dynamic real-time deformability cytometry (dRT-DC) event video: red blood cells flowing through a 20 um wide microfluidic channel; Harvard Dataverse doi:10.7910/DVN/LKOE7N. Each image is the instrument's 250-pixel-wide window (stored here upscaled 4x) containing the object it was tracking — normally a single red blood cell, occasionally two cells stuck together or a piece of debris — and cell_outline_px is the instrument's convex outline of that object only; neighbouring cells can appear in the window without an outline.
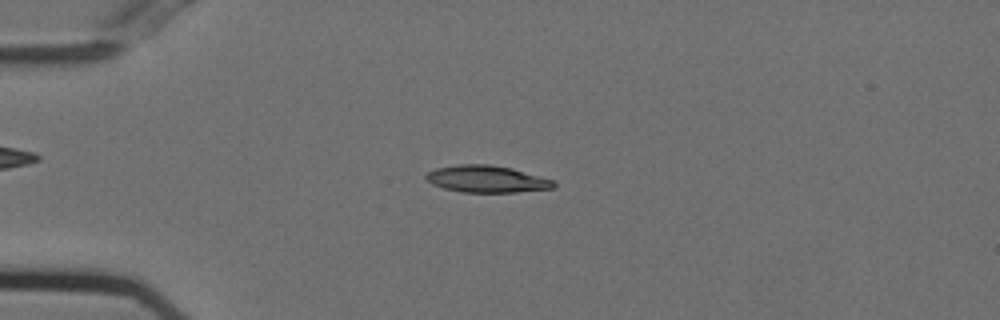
{"species": "Egyptian fruit bat (a non-hibernating species)", "species_latin": "Rousettus aegyptiacus", "temperature_condition": "cold", "stored_images_in_passage": 53, "camera_frame_rate_fps": 3000, "um_per_image_px": 0.085, "animal": {"sex": "female"}, "frame": {"image": 1, "passage_image": 13, "time_ms": 4.0, "image_size_px": [1000, 320], "cell_outline_px": [[556, 188], [516, 192], [464, 192], [444, 188], [432, 184], [424, 176], [428, 172], [436, 168], [460, 164], [492, 164], [512, 168], [556, 180]], "centroid_in_image_um": [41.43, 15.21], "position_along_channel_um": 43.6, "area_um2": 20.17}}
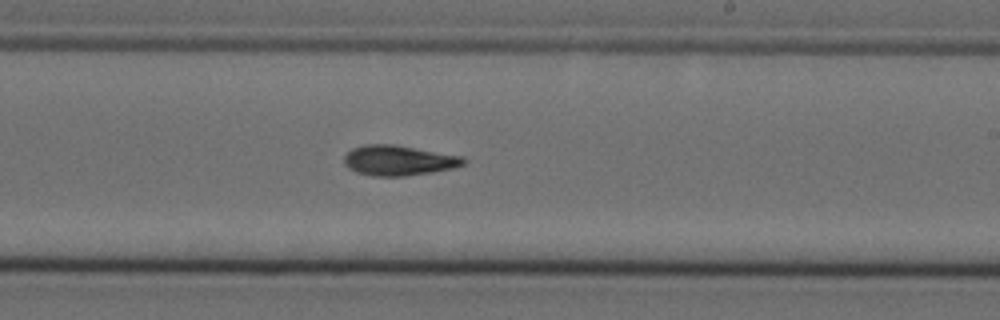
{"frame": {"image": 2, "passage_image": 32, "time_ms": 10.333, "image_size_px": [1000, 320], "cell_outline_px": [[464, 164], [456, 168], [432, 172], [404, 176], [372, 176], [356, 172], [348, 168], [344, 164], [344, 156], [352, 148], [364, 144], [392, 144], [464, 156]], "centroid_in_image_um": [33.87, 13.64], "position_along_channel_um": 255.1, "area_um2": 21.1}}
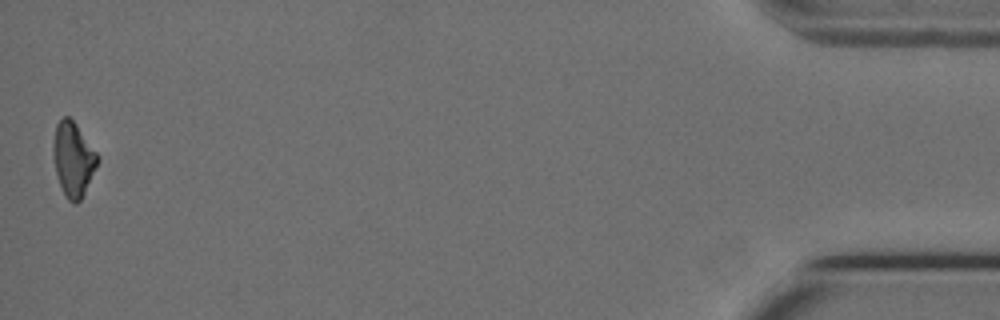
{"frame": {"image": 3, "passage_image": 53, "time_ms": 17.333, "image_size_px": [1000, 320], "cell_outline_px": [[100, 160], [80, 200], [76, 204], [68, 200], [60, 184], [56, 172], [52, 152], [52, 144], [56, 124], [64, 116], [68, 116], [76, 124], [100, 156]], "centroid_in_image_um": [6.22, 13.5], "position_along_channel_um": 429.0, "area_um2": 19.07}, "authors_computed_cell_mechanics": {"area_um2": 19.8832, "velocity_mm_per_s": 3.7354, "shape_relaxation_time_tau1_ms": 5.7159, "shape_relaxation_time_tau2_ms": 7.8896, "deformation_change_tau1": 0.1598, "deformation_change_tau2": 0.1588}}